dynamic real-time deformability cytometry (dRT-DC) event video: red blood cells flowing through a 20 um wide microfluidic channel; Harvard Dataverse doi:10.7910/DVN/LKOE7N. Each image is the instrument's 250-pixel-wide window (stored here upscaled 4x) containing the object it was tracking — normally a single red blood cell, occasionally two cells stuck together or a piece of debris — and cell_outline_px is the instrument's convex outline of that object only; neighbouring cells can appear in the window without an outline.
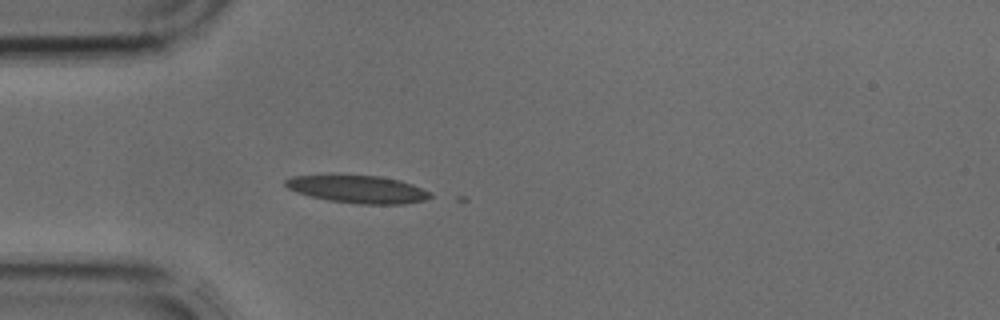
{"species": "common noctule bat (a hibernating species)", "species_latin": "Nyctalus noctula", "temperature_condition": "cold", "stored_images_in_passage": 2, "camera_frame_rate_fps": 3000, "um_per_image_px": 0.085, "animal": {"sex": "male", "body_mass_g": 17.9, "forearm_length_mm": 54.2}, "frame": {"image": 1, "passage_image": 2, "time_ms": 0.333, "image_size_px": [1000, 320], "cell_outline_px": [[432, 196], [424, 200], [404, 204], [360, 204], [328, 200], [296, 192], [288, 188], [284, 184], [284, 180], [292, 176], [332, 172], [380, 176], [412, 184], [428, 192]], "centroid_in_image_um": [30.3, 16.03], "position_along_channel_um": 54.7, "area_um2": 23.99}}